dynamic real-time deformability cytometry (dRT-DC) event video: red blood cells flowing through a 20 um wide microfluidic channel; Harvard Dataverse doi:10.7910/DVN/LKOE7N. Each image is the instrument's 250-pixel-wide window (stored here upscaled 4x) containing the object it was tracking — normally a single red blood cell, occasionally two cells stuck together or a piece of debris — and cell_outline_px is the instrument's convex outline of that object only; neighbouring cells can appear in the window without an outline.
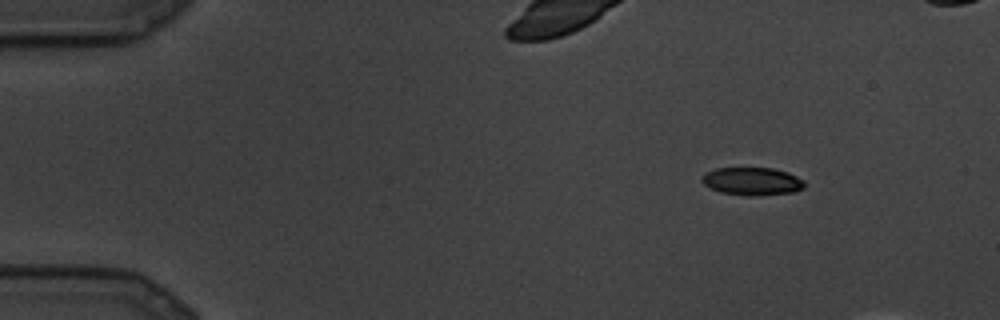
{"species": "common noctule bat (a hibernating species)", "species_latin": "Nyctalus noctula", "temperature_condition": "cold", "stored_images_in_passage": 6, "camera_frame_rate_fps": 3000, "um_per_image_px": 0.085, "animal": {"sex": "male", "body_mass_g": 19.5, "forearm_length_mm": 54.6}, "frame": {"image": 1, "passage_image": 1, "time_ms": 0.0, "image_size_px": [1000, 320], "cell_outline_px": [[804, 188], [796, 192], [760, 196], [748, 196], [720, 192], [704, 184], [700, 180], [700, 176], [704, 172], [716, 168], [772, 168], [788, 172], [804, 180]], "centroid_in_image_um": [63.93, 15.41], "position_along_channel_um": 21.1, "area_um2": 16.94}}